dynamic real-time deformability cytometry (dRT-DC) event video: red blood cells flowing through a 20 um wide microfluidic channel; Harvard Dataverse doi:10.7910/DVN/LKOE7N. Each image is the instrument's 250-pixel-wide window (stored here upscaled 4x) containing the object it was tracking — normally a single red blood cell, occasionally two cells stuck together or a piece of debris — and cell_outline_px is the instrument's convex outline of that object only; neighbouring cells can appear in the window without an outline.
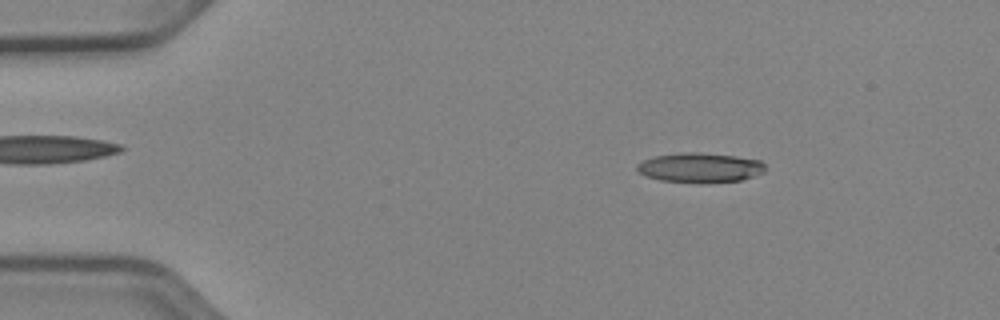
{"species": "Egyptian fruit bat (a non-hibernating species)", "species_latin": "Rousettus aegyptiacus", "temperature_condition": "cold", "stored_images_in_passage": 47, "camera_frame_rate_fps": 3000, "um_per_image_px": 0.085, "animal": {"sex": "female"}, "frame": {"image": 1, "passage_image": 3, "time_ms": 0.667, "image_size_px": [1000, 320], "cell_outline_px": [[764, 172], [740, 180], [704, 184], [660, 180], [648, 176], [640, 172], [636, 168], [636, 164], [644, 160], [656, 156], [684, 152], [700, 152], [736, 156], [760, 160], [764, 164]], "centroid_in_image_um": [59.51, 14.25], "position_along_channel_um": 25.5, "area_um2": 22.2}}
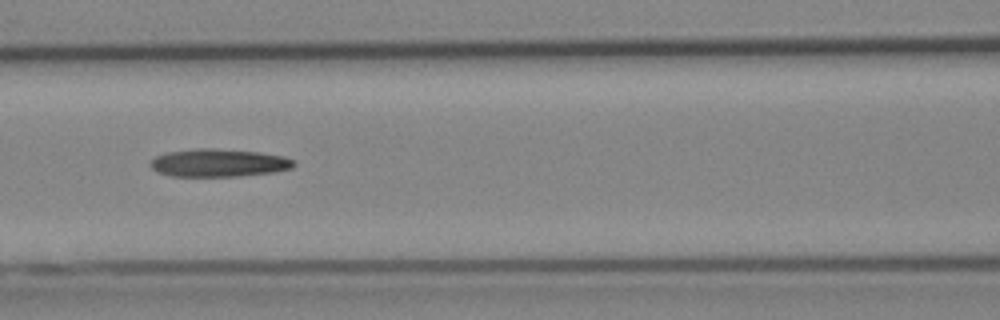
{"frame": {"image": 2, "passage_image": 18, "time_ms": 5.667, "image_size_px": [1000, 320], "cell_outline_px": [[296, 164], [292, 168], [272, 172], [240, 176], [172, 176], [156, 172], [148, 164], [156, 156], [168, 152], [196, 148], [212, 148], [260, 152], [284, 156], [296, 160]], "centroid_in_image_um": [18.6, 13.84], "position_along_channel_um": 148.0, "area_um2": 23.41}}
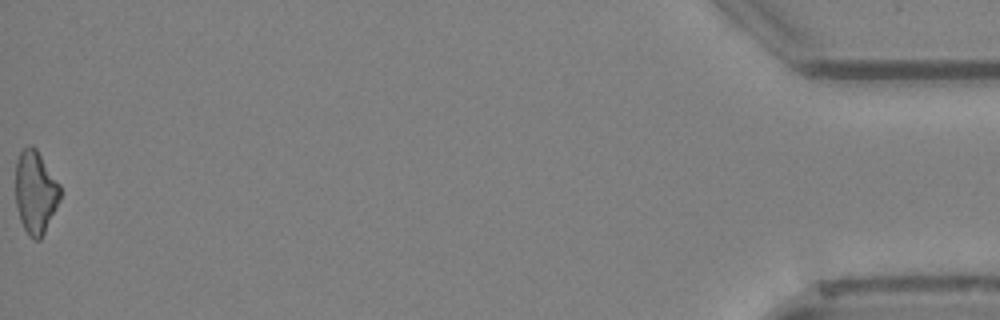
{"frame": {"image": 3, "passage_image": 47, "time_ms": 15.333, "image_size_px": [1000, 320], "cell_outline_px": [[60, 200], [40, 240], [32, 240], [28, 236], [20, 220], [16, 204], [16, 160], [20, 152], [28, 144], [32, 144], [36, 148], [60, 184]], "centroid_in_image_um": [3.01, 16.32], "position_along_channel_um": 432.2, "area_um2": 21.62}, "authors_computed_cell_mechanics": {"area_um2": 22.4842, "velocity_mm_per_s": 3.9497, "shape_relaxation_time_tau1_ms": null, "shape_relaxation_time_tau2_ms": 8.4826, "deformation_change_tau1": null, "deformation_change_tau2": 0.2449}}